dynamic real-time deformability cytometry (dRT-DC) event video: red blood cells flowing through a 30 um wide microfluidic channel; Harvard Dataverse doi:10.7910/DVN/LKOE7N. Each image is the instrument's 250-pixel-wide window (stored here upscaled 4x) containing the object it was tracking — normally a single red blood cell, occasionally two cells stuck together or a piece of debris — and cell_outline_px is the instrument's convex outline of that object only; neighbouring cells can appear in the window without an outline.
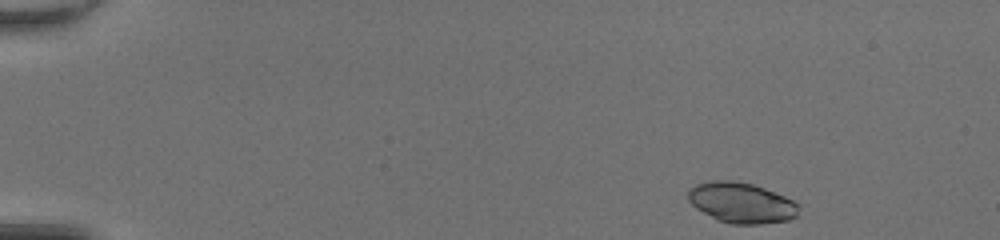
{"species": "common noctule bat (a hibernating species)", "species_latin": "Nyctalus noctula", "temperature_condition": "room temperature", "stored_images_in_passage": 44, "camera_frame_rate_fps": 3000, "um_per_image_px": 0.085, "animal": {"sex": "female", "body_mass_g": 20.0, "forearm_length_mm": 54.0}, "frame": {"image": 1, "passage_image": 1, "time_ms": 0.0, "image_size_px": [1000, 240], "cell_outline_px": [[800, 216], [788, 220], [760, 224], [732, 224], [716, 220], [696, 208], [688, 200], [688, 188], [696, 184], [708, 180], [732, 180], [752, 184], [764, 188], [784, 196], [800, 204]], "centroid_in_image_um": [63.03, 17.24], "position_along_channel_um": 22.0, "area_um2": 26.47}}
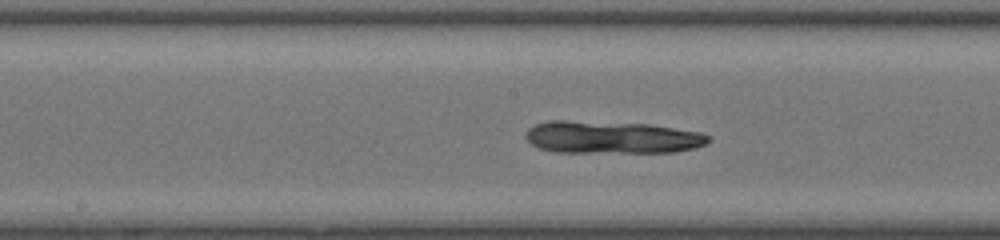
{"frame": {"image": 2, "passage_image": 22, "time_ms": 7.0, "image_size_px": [1000, 240], "cell_outline_px": [[708, 140], [704, 144], [696, 148], [676, 152], [556, 152], [540, 148], [532, 144], [524, 136], [528, 128], [536, 124], [548, 120], [564, 120], [648, 124], [700, 132], [708, 136]], "centroid_in_image_um": [51.96, 11.67], "position_along_channel_um": 196.2, "area_um2": 34.45}}
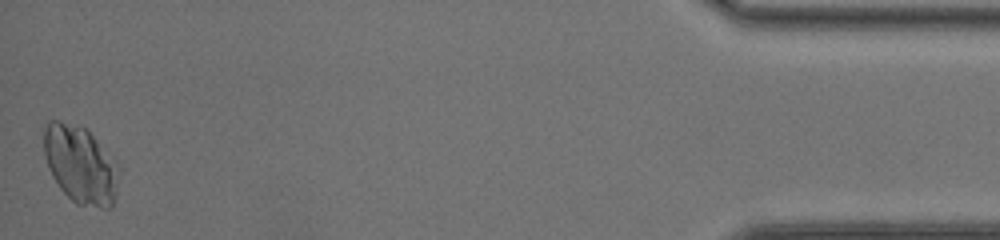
{"frame": {"image": 3, "passage_image": 44, "time_ms": 14.333, "image_size_px": [1000, 240], "cell_outline_px": [[120, 168], [116, 196], [112, 204], [108, 208], [100, 208], [76, 204], [60, 188], [52, 176], [48, 168], [44, 152], [44, 128], [48, 120], [60, 120], [84, 128], [120, 164]], "centroid_in_image_um": [6.85, 14.01], "position_along_channel_um": 428.3, "area_um2": 34.04}}